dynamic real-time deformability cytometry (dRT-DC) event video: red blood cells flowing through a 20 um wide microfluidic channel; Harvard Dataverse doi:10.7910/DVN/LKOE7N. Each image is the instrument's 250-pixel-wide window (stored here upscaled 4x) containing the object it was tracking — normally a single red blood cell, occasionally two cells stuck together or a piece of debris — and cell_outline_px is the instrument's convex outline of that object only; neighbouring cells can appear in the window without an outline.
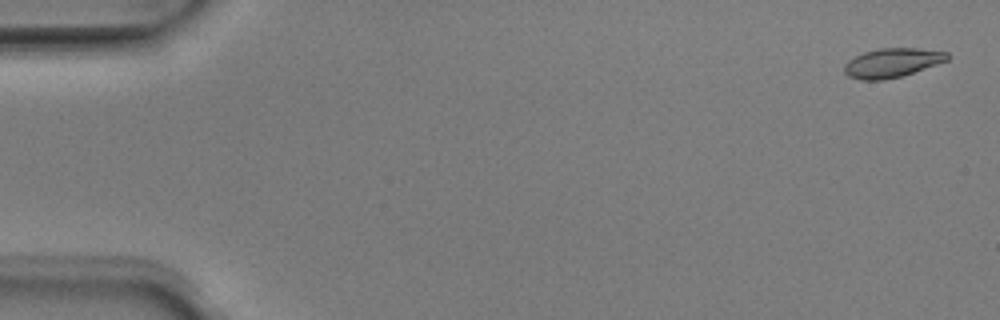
{"species": "Egyptian fruit bat (a non-hibernating species)", "species_latin": "Rousettus aegyptiacus", "temperature_condition": "room temperature", "stored_images_in_passage": 53, "camera_frame_rate_fps": 3000, "um_per_image_px": 0.085, "animal": {"sex": "male"}, "frame": {"image": 1, "passage_image": 2, "time_ms": 0.333, "image_size_px": [1000, 320], "cell_outline_px": [[948, 60], [900, 76], [884, 80], [860, 80], [848, 76], [844, 72], [844, 64], [848, 60], [864, 52], [880, 48], [916, 48], [948, 52]], "centroid_in_image_um": [75.78, 5.33], "position_along_channel_um": 9.2, "area_um2": 17.28}}